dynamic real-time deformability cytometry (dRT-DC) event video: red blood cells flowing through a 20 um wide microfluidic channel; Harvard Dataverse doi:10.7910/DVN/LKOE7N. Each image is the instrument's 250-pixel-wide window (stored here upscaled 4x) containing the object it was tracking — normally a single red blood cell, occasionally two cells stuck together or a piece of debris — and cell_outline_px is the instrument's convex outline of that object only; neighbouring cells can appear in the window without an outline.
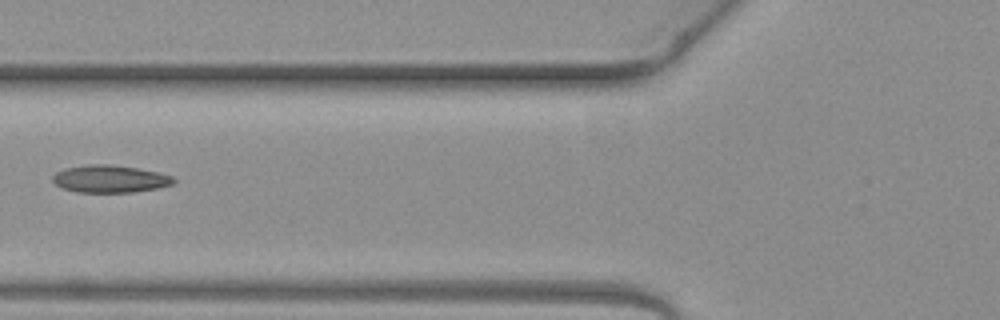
{"species": "common noctule bat (a hibernating species)", "species_latin": "Nyctalus noctula", "temperature_condition": "warm", "stored_images_in_passage": 3, "camera_frame_rate_fps": 3000, "um_per_image_px": 0.085, "animal": {"sex": "female", "body_mass_g": 19.3, "forearm_length_mm": 54.1}, "frame": {"image": 1, "passage_image": 3, "time_ms": 0.667, "image_size_px": [1000, 320], "cell_outline_px": [[176, 180], [172, 184], [156, 188], [132, 192], [76, 192], [64, 188], [56, 184], [52, 180], [52, 176], [56, 172], [64, 168], [88, 164], [108, 164], [136, 168], [156, 172], [172, 176]], "centroid_in_image_um": [9.31, 15.2], "position_along_channel_um": 116.5, "area_um2": 19.13}}